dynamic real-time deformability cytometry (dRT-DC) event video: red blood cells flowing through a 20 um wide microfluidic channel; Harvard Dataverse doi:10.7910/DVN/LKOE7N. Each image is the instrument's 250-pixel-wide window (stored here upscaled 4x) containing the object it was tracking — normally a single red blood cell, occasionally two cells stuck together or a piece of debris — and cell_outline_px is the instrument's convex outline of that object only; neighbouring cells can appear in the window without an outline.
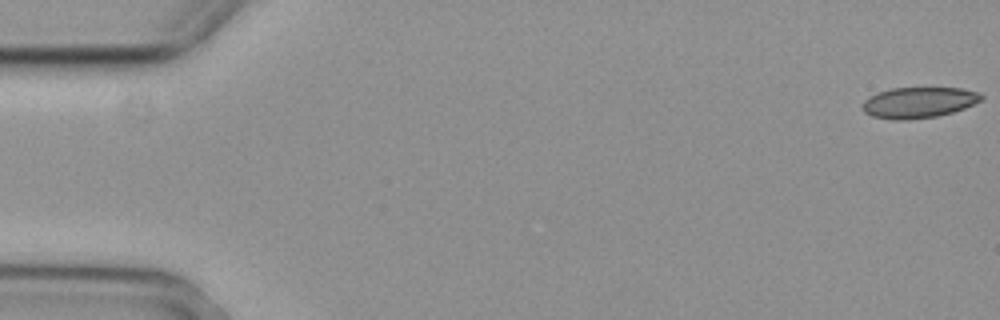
{"species": "common noctule bat (a hibernating species)", "species_latin": "Nyctalus noctula", "temperature_condition": "cold", "stored_images_in_passage": 5, "camera_frame_rate_fps": 3000, "um_per_image_px": 0.085, "animal": {"sex": "female", "body_mass_g": 29.2, "forearm_length_mm": 56.3}, "frame": {"image": 1, "passage_image": 1, "time_ms": 0.0, "image_size_px": [1000, 320], "cell_outline_px": [[984, 96], [980, 100], [964, 108], [952, 112], [936, 116], [908, 120], [892, 120], [872, 116], [864, 112], [864, 100], [868, 96], [892, 88], [960, 88], [976, 92]], "centroid_in_image_um": [78.06, 8.72], "position_along_channel_um": 6.9, "area_um2": 21.1}}